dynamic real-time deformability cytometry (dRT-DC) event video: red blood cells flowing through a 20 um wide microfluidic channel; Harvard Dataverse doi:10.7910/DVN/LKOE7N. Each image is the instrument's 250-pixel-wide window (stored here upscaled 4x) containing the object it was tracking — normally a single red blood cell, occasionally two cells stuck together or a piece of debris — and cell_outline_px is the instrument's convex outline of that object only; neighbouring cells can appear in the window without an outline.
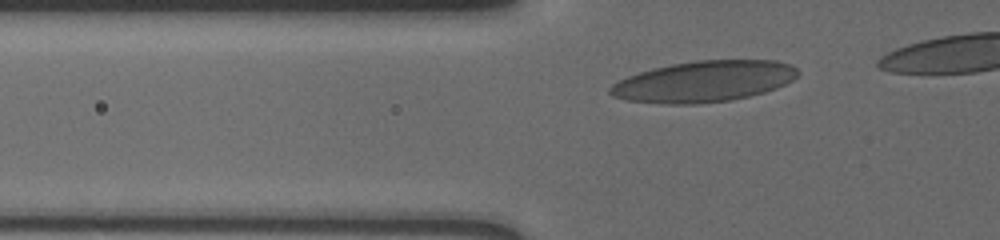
{"species": "human", "species_latin": "Homo sapiens", "temperature_condition": "cold", "stored_images_in_passage": 36, "camera_frame_rate_fps": 3000, "um_per_image_px": 0.085, "donor": {"sex": "male"}, "frame": {"image": 1, "passage_image": 5, "time_ms": 1.333, "image_size_px": [1000, 240], "cell_outline_px": [[800, 72], [792, 80], [776, 88], [764, 92], [748, 96], [728, 100], [696, 104], [668, 104], [624, 100], [612, 96], [608, 92], [608, 88], [612, 84], [628, 76], [652, 68], [672, 64], [696, 60], [776, 60], [792, 64]], "centroid_in_image_um": [59.81, 6.92], "position_along_channel_um": 66.0, "area_um2": 44.91}}
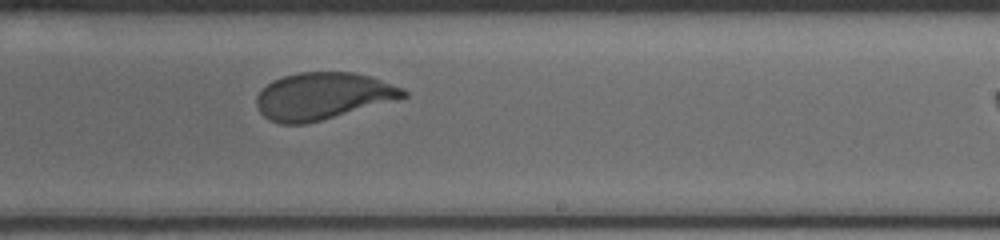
{"frame": {"image": 2, "passage_image": 22, "time_ms": 7.0, "image_size_px": [1000, 240], "cell_outline_px": [[408, 96], [320, 120], [304, 124], [280, 124], [268, 120], [260, 112], [256, 104], [256, 96], [272, 80], [296, 72], [352, 72], [372, 76], [404, 88], [408, 92]], "centroid_in_image_um": [27.42, 8.15], "position_along_channel_um": 261.6, "area_um2": 39.94}}
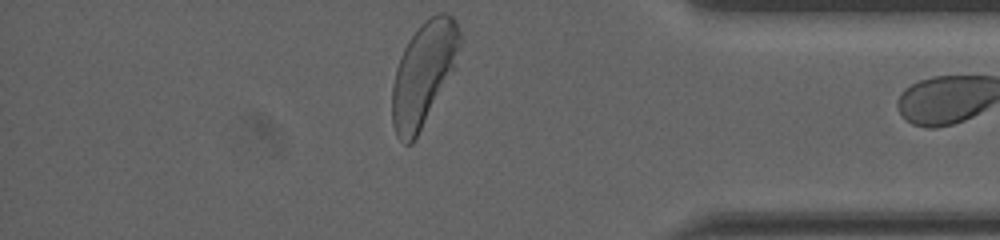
{"frame": {"image": 3, "passage_image": 35, "time_ms": 11.333, "image_size_px": [1000, 240], "cell_outline_px": [[460, 44], [452, 72], [412, 144], [404, 144], [396, 136], [392, 124], [392, 84], [396, 68], [400, 56], [408, 40], [420, 24], [424, 20], [436, 12], [444, 12], [452, 16], [460, 32]], "centroid_in_image_um": [35.96, 6.24], "position_along_channel_um": 399.2, "area_um2": 40.29}}